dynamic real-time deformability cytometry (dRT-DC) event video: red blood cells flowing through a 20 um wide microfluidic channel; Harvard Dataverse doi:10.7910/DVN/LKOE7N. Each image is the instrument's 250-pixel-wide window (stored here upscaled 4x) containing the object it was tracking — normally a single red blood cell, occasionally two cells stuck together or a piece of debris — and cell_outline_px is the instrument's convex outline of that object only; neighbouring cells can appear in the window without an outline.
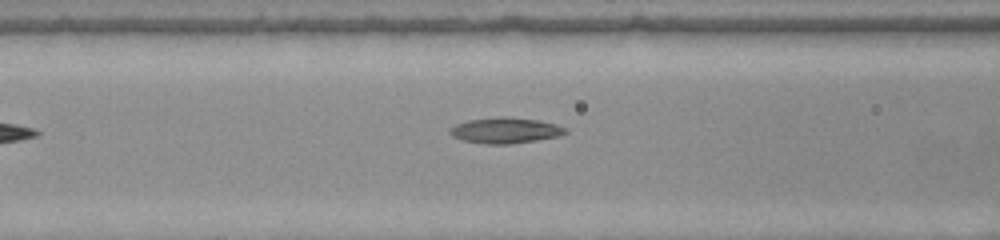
{"species": "common noctule bat (a hibernating species)", "species_latin": "Nyctalus noctula", "temperature_condition": "warm", "stored_images_in_passage": 8, "camera_frame_rate_fps": 3000, "um_per_image_px": 0.085, "animal": {"sex": "female", "body_mass_g": 22.0, "forearm_length_mm": 56.7}, "frame": {"image": 1, "passage_image": 7, "time_ms": 2.0, "image_size_px": [1000, 240], "cell_outline_px": [[568, 132], [560, 136], [512, 144], [488, 144], [464, 140], [452, 136], [448, 132], [448, 128], [456, 124], [468, 120], [536, 120], [556, 124], [568, 128]], "centroid_in_image_um": [42.98, 11.14], "position_along_channel_um": 123.6, "area_um2": 16.36}}